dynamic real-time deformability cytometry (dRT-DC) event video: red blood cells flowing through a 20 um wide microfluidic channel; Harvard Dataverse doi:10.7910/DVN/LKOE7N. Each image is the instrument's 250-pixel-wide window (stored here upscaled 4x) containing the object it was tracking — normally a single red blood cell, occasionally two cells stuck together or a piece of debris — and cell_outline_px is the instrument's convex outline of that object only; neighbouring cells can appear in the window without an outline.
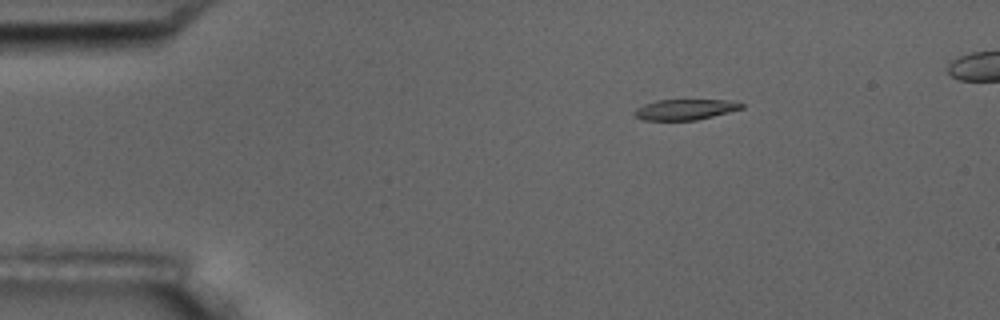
{"species": "common noctule bat (a hibernating species)", "species_latin": "Nyctalus noctula", "temperature_condition": "room temperature", "stored_images_in_passage": 5, "segment_of_instrument_passage": [1, 2], "camera_frame_rate_fps": 3000, "um_per_image_px": 0.085, "animal": {"sex": "male", "body_mass_g": 17.5, "forearm_length_mm": 52.3}, "frame": {"image": 1, "passage_image": 2, "time_ms": 1.333, "image_size_px": [1000, 320], "cell_outline_px": [[744, 108], [696, 120], [644, 120], [636, 116], [632, 112], [636, 108], [644, 104], [656, 100], [728, 100], [744, 104]], "centroid_in_image_um": [58.21, 9.3], "position_along_channel_um": 26.8, "area_um2": 12.77}}